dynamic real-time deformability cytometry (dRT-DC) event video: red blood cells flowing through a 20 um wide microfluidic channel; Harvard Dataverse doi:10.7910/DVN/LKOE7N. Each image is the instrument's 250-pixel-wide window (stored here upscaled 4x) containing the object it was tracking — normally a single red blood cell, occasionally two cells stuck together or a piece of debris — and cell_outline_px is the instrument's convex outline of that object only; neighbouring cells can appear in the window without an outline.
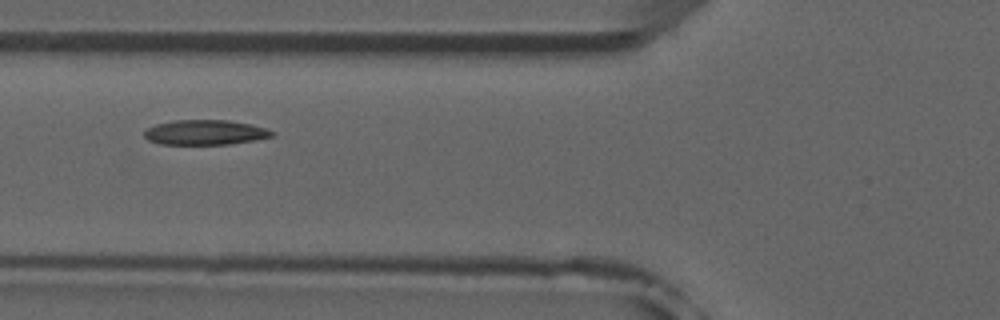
{"species": "common noctule bat (a hibernating species)", "species_latin": "Nyctalus noctula", "temperature_condition": "room temperature", "stored_images_in_passage": 8, "camera_frame_rate_fps": 3000, "um_per_image_px": 0.085, "animal": {"sex": "male", "forearm_length_mm": 52.5}, "frame": {"image": 1, "passage_image": 6, "time_ms": 5.667, "image_size_px": [1000, 320], "cell_outline_px": [[276, 132], [272, 136], [256, 140], [228, 144], [160, 144], [148, 140], [144, 136], [144, 132], [148, 128], [156, 124], [172, 120], [228, 120], [248, 124], [264, 128]], "centroid_in_image_um": [17.42, 11.25], "position_along_channel_um": 108.4, "area_um2": 18.44}}
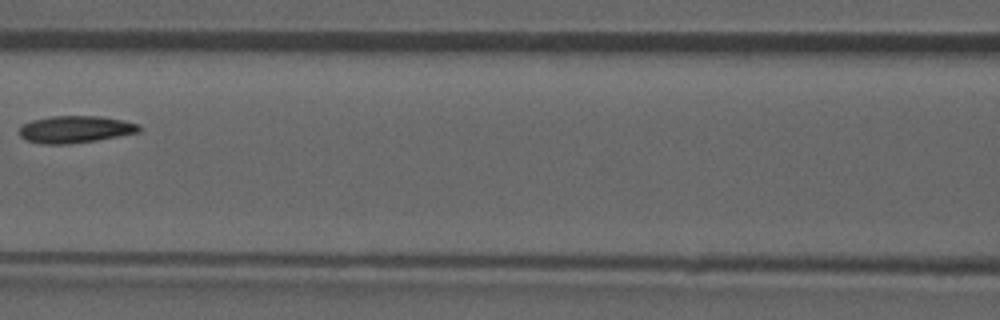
{"frame": {"image": 2, "passage_image": 7, "time_ms": 7.0, "image_size_px": [1000, 320], "cell_outline_px": [[140, 132], [96, 140], [68, 144], [44, 144], [28, 140], [20, 136], [20, 128], [24, 124], [32, 120], [52, 116], [100, 116], [124, 120], [140, 124]], "centroid_in_image_um": [6.44, 10.98], "position_along_channel_um": 160.2, "area_um2": 18.79}}